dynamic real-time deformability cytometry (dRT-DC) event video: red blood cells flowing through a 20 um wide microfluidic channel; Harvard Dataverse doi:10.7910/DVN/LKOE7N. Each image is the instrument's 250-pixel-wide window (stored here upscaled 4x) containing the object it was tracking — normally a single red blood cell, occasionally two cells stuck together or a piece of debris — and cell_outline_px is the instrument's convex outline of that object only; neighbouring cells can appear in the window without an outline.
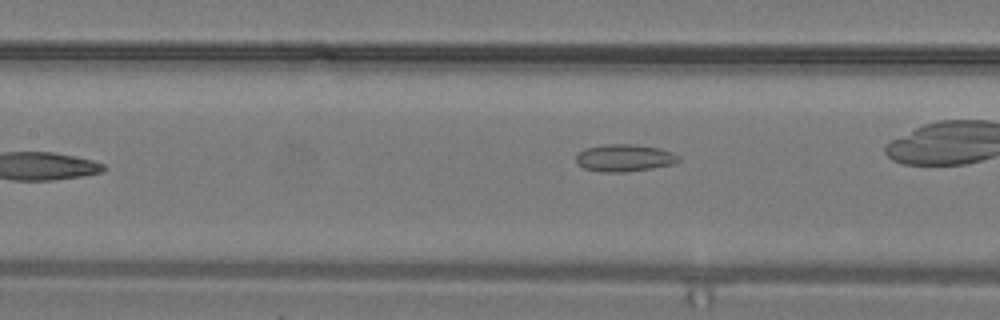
{"species": "common noctule bat (a hibernating species)", "species_latin": "Nyctalus noctula", "temperature_condition": "warm", "stored_images_in_passage": 7, "camera_frame_rate_fps": 3000, "um_per_image_px": 0.085, "animal": {"sex": "male", "body_mass_g": 19.2, "forearm_length_mm": 51.8}, "frame": {"image": 1, "passage_image": 7, "time_ms": 2.0, "image_size_px": [1000, 320], "cell_outline_px": [[680, 160], [672, 164], [624, 172], [600, 172], [584, 168], [576, 164], [576, 156], [580, 152], [588, 148], [604, 144], [632, 144], [660, 148], [672, 152], [680, 156]], "centroid_in_image_um": [53.06, 13.42], "position_along_channel_um": 154.3, "area_um2": 16.13}}